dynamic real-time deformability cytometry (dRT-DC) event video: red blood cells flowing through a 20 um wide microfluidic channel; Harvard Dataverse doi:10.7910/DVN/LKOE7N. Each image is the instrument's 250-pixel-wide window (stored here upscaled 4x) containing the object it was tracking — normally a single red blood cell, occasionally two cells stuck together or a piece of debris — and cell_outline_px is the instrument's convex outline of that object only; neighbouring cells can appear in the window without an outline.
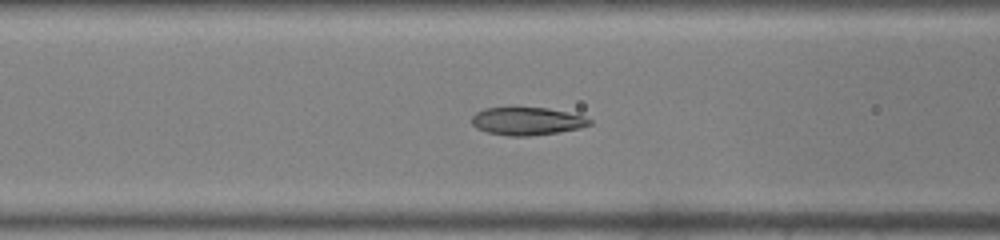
{"species": "common noctule bat (a hibernating species)", "species_latin": "Nyctalus noctula", "temperature_condition": "warm", "stored_images_in_passage": 44, "camera_frame_rate_fps": 3000, "um_per_image_px": 0.085, "animal": {"sex": "male", "body_mass_g": 19.0, "forearm_length_mm": 50.8}, "frame": {"image": 1, "passage_image": 17, "time_ms": 5.333, "image_size_px": [1000, 240], "cell_outline_px": [[592, 124], [580, 128], [556, 132], [528, 136], [508, 136], [488, 132], [476, 128], [472, 124], [472, 116], [476, 112], [484, 108], [548, 108], [584, 116], [592, 120]], "centroid_in_image_um": [44.79, 10.3], "position_along_channel_um": 121.8, "area_um2": 18.96}}
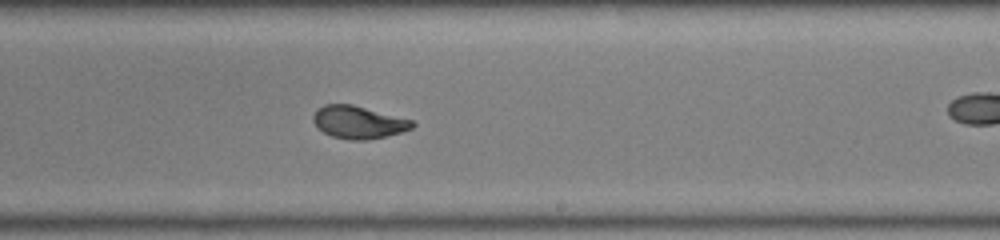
{"frame": {"image": 2, "passage_image": 26, "time_ms": 8.333, "image_size_px": [1000, 240], "cell_outline_px": [[416, 124], [412, 128], [400, 132], [368, 140], [348, 140], [332, 136], [316, 128], [312, 120], [312, 116], [316, 108], [324, 104], [352, 104], [412, 120]], "centroid_in_image_um": [30.4, 10.38], "position_along_channel_um": 258.6, "area_um2": 18.9}}
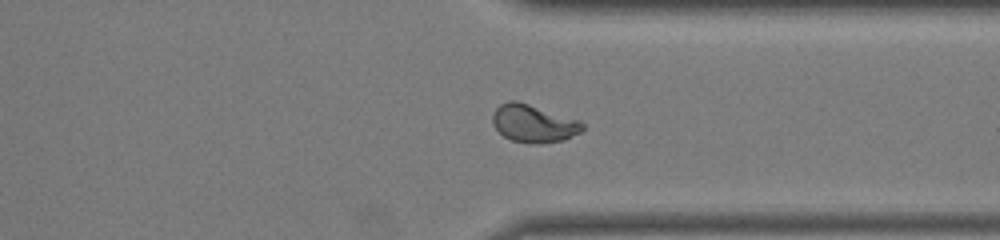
{"frame": {"image": 3, "passage_image": 33, "time_ms": 10.667, "image_size_px": [1000, 240], "cell_outline_px": [[584, 128], [580, 132], [564, 140], [512, 140], [504, 136], [492, 124], [492, 116], [496, 108], [500, 104], [508, 100], [516, 100], [580, 120], [584, 124]], "centroid_in_image_um": [45.34, 10.43], "position_along_channel_um": 366.1, "area_um2": 18.96}}